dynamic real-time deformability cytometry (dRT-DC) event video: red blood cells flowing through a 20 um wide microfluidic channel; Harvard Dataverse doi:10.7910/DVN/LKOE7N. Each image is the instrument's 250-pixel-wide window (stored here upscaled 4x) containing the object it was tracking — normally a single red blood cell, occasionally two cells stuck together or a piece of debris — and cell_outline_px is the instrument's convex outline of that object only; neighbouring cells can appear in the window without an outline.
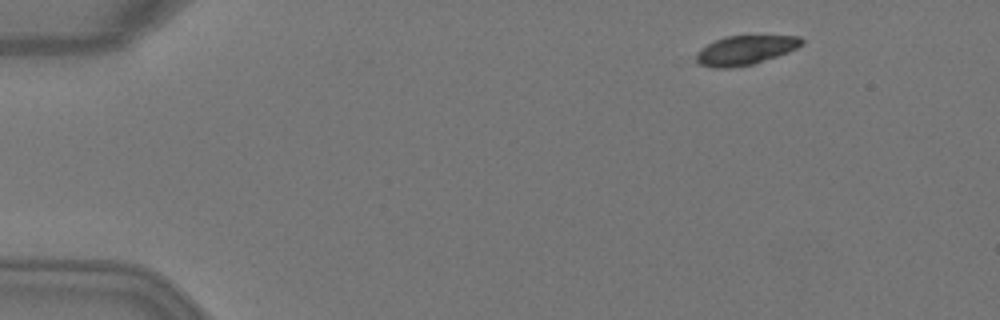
{"species": "Egyptian fruit bat (a non-hibernating species)", "species_latin": "Rousettus aegyptiacus", "temperature_condition": "warm", "stored_images_in_passage": 4, "camera_frame_rate_fps": 3000, "um_per_image_px": 0.085, "animal": {"sex": "female"}, "frame": {"image": 1, "passage_image": 1, "time_ms": 0.0, "image_size_px": [1000, 320], "cell_outline_px": [[804, 40], [796, 48], [788, 52], [752, 64], [732, 68], [712, 68], [700, 64], [696, 60], [696, 52], [708, 44], [716, 40], [728, 36], [800, 36]], "centroid_in_image_um": [63.32, 4.27], "position_along_channel_um": 21.7, "area_um2": 17.69}}